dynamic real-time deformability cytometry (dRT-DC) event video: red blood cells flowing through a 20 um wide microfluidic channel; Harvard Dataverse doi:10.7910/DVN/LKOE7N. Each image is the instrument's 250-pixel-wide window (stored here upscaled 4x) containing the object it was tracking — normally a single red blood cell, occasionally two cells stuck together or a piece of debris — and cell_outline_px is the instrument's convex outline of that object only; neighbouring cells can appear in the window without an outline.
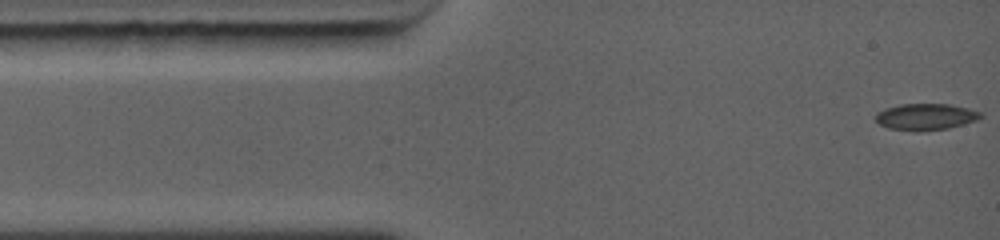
{"species": "common noctule bat (a hibernating species)", "species_latin": "Nyctalus noctula", "temperature_condition": "warm", "stored_images_in_passage": 7, "camera_frame_rate_fps": 5000, "um_per_image_px": 0.085, "animal": {"sex": "female", "body_mass_g": 19.0, "forearm_length_mm": 56.7}, "frame": {"image": 1, "passage_image": 1, "time_ms": 0.0, "image_size_px": [1000, 240], "cell_outline_px": [[984, 116], [976, 120], [948, 128], [916, 132], [888, 128], [880, 124], [876, 120], [876, 112], [884, 108], [900, 104], [948, 104], [968, 108], [980, 112]], "centroid_in_image_um": [78.65, 9.93], "position_along_channel_um": 6.3, "area_um2": 16.24}}
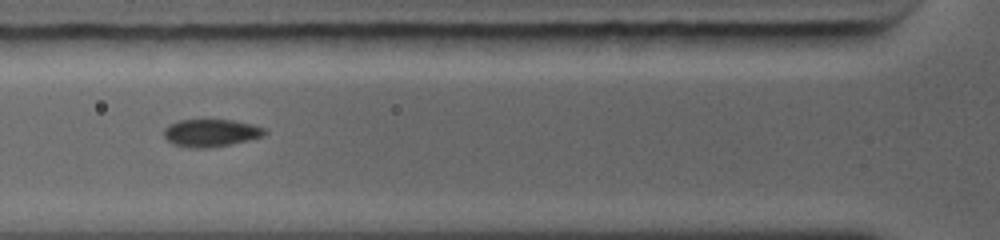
{"frame": {"image": 2, "passage_image": 5, "time_ms": 3.8, "image_size_px": [1000, 240], "cell_outline_px": [[268, 132], [264, 136], [232, 144], [212, 148], [192, 148], [172, 144], [164, 136], [164, 128], [168, 124], [180, 120], [232, 120], [252, 124], [264, 128]], "centroid_in_image_um": [17.93, 11.3], "position_along_channel_um": 107.9, "area_um2": 16.3}}
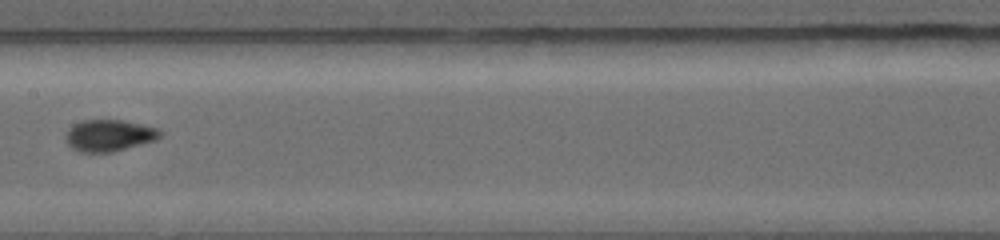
{"frame": {"image": 3, "passage_image": 7, "time_ms": 5.8, "image_size_px": [1000, 240], "cell_outline_px": [[164, 132], [156, 140], [112, 152], [80, 152], [72, 148], [68, 144], [64, 136], [68, 128], [72, 124], [84, 120], [124, 120], [156, 128]], "centroid_in_image_um": [9.25, 11.51], "position_along_channel_um": 198.2, "area_um2": 17.46}}